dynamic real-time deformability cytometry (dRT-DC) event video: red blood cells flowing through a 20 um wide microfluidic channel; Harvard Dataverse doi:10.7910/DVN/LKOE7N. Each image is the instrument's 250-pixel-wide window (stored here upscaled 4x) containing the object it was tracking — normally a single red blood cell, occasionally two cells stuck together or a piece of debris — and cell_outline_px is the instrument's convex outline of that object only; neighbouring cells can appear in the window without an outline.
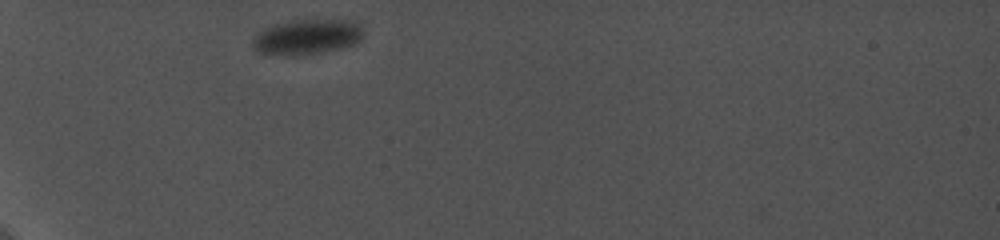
{"species": "common noctule bat (a hibernating species)", "species_latin": "Nyctalus noctula", "temperature_condition": "cold", "stored_images_in_passage": 36, "camera_frame_rate_fps": 5000, "um_per_image_px": 0.085, "animal": {"sex": "female", "body_mass_g": 19.0, "forearm_length_mm": 56.7}, "frame": {"image": 1, "passage_image": 1, "time_ms": 0.0, "image_size_px": [1000, 240], "cell_outline_px": [[364, 36], [360, 40], [352, 44], [340, 48], [324, 52], [296, 56], [280, 56], [256, 52], [252, 48], [252, 40], [256, 32], [272, 24], [292, 20], [352, 20], [360, 24], [364, 32]], "centroid_in_image_um": [26.04, 3.15], "position_along_channel_um": 59.0, "area_um2": 23.29}}
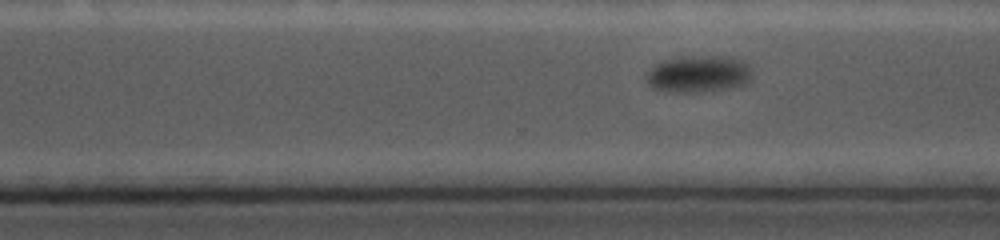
{"frame": {"image": 2, "passage_image": 28, "time_ms": 8.2, "image_size_px": [1000, 240], "cell_outline_px": [[752, 80], [744, 84], [732, 88], [696, 92], [672, 92], [652, 88], [644, 76], [656, 64], [668, 60], [712, 56], [732, 56], [744, 60], [752, 68]], "centroid_in_image_um": [59.47, 6.31], "position_along_channel_um": 311.1, "area_um2": 22.6}}
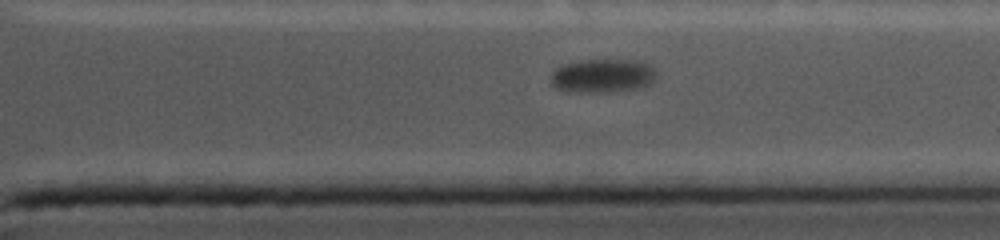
{"frame": {"image": 3, "passage_image": 33, "time_ms": 9.6, "image_size_px": [1000, 240], "cell_outline_px": [[660, 76], [652, 84], [640, 88], [608, 92], [568, 92], [556, 88], [552, 84], [552, 72], [556, 68], [564, 64], [584, 60], [640, 60], [652, 64], [660, 72]], "centroid_in_image_um": [51.35, 6.44], "position_along_channel_um": 360.0, "area_um2": 21.39}}